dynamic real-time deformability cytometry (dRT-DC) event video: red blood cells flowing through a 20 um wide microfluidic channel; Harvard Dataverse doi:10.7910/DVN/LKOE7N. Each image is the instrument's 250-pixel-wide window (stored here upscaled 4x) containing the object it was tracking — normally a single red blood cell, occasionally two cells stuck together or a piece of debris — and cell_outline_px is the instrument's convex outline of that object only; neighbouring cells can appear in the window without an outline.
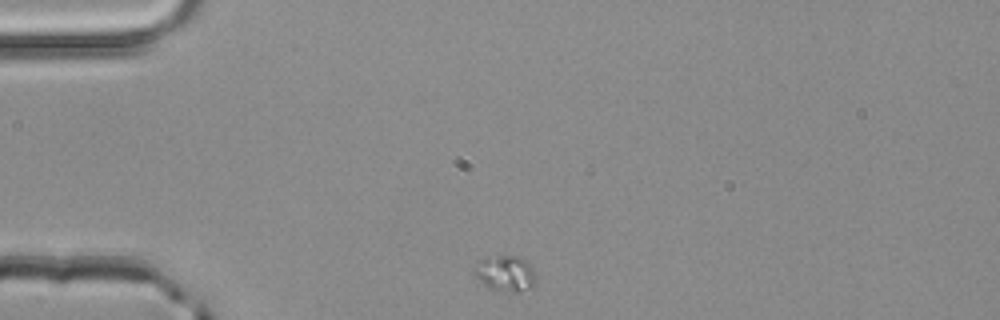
{"species": "common noctule bat (a hibernating species)", "species_latin": "Nyctalus noctula", "temperature_condition": "room temperature", "stored_images_in_passage": 34, "camera_frame_rate_fps": 3000, "um_per_image_px": 0.085, "animal": {"sex": "male", "body_mass_g": 20.4}, "frame": {"image": 1, "passage_image": 1, "time_ms": 0.0, "image_size_px": [1000, 320], "cell_outline_px": [[536, 284], [532, 288], [520, 292], [512, 292], [488, 288], [472, 272], [472, 268], [484, 256], [500, 252], [520, 256], [532, 264], [536, 280]], "centroid_in_image_um": [42.96, 23.17], "position_along_channel_um": 42.0, "area_um2": 13.76}}